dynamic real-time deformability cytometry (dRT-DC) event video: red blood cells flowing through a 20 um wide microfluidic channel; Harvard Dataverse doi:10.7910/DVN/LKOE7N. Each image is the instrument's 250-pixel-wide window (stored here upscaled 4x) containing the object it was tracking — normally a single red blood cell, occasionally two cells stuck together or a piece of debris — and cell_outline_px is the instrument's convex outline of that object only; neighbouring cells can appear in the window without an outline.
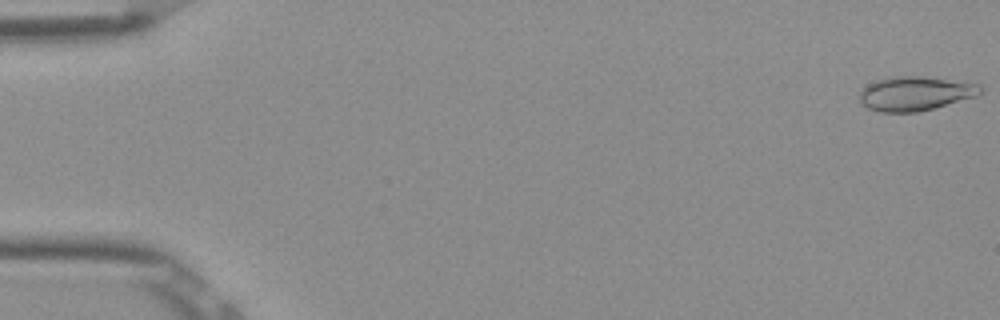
{"species": "Egyptian fruit bat (a non-hibernating species)", "species_latin": "Rousettus aegyptiacus", "temperature_condition": "room temperature", "stored_images_in_passage": 52, "camera_frame_rate_fps": 3000, "um_per_image_px": 0.085, "frame": {"image": 1, "passage_image": 1, "time_ms": 0.0, "image_size_px": [1000, 320], "cell_outline_px": [[984, 88], [976, 96], [932, 108], [916, 112], [880, 112], [868, 108], [860, 104], [860, 88], [876, 80], [896, 76], [920, 76], [980, 84]], "centroid_in_image_um": [77.75, 7.95], "position_along_channel_um": 7.3, "area_um2": 23.93}}
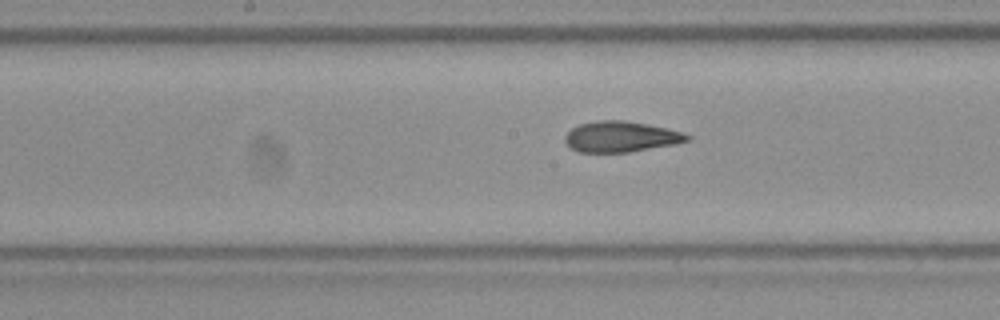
{"frame": {"image": 2, "passage_image": 27, "time_ms": 8.667, "image_size_px": [1000, 320], "cell_outline_px": [[692, 140], [676, 144], [628, 152], [580, 152], [572, 148], [564, 140], [564, 136], [572, 128], [580, 124], [596, 120], [624, 120], [668, 128], [684, 132], [692, 136]], "centroid_in_image_um": [52.83, 11.61], "position_along_channel_um": 195.4, "area_um2": 21.96}}
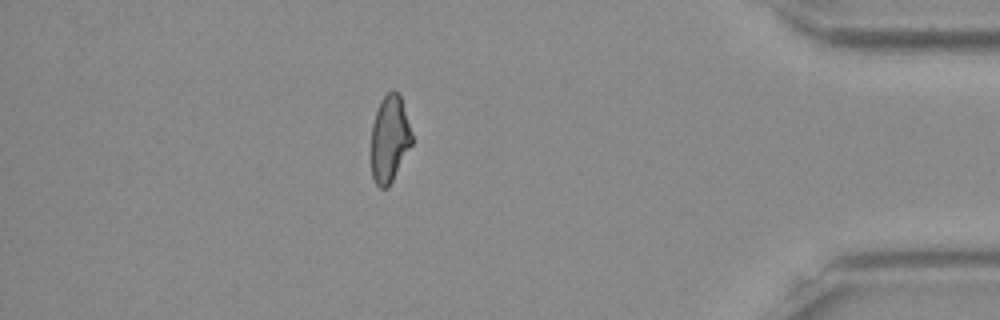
{"frame": {"image": 3, "passage_image": 46, "time_ms": 15.0, "image_size_px": [1000, 320], "cell_outline_px": [[412, 144], [388, 188], [380, 188], [376, 184], [372, 176], [372, 124], [380, 100], [392, 88], [400, 96], [412, 132]], "centroid_in_image_um": [33.11, 11.8], "position_along_channel_um": 402.1, "area_um2": 20.4}, "authors_computed_cell_mechanics": {"area_um2": 22.2241, "velocity_mm_per_s": 3.9004, "shape_relaxation_time_tau1_ms": null, "shape_relaxation_time_tau2_ms": 2.3596, "deformation_change_tau1": null, "deformation_change_tau2": 0.0903}}